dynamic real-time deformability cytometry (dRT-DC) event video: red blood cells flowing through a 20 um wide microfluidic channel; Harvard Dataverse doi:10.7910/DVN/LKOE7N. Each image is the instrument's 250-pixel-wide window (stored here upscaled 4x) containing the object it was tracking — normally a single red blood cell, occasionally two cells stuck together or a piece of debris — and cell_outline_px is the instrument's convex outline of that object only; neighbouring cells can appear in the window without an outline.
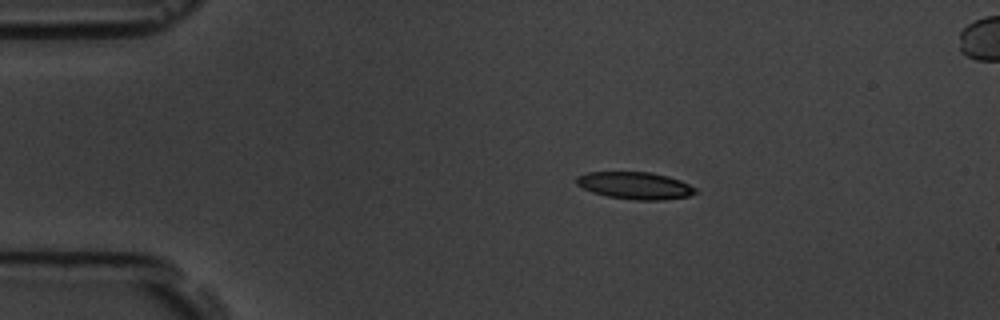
{"species": "common noctule bat (a hibernating species)", "species_latin": "Nyctalus noctula", "temperature_condition": "room temperature", "stored_images_in_passage": 5, "camera_frame_rate_fps": 3000, "um_per_image_px": 0.085, "animal": {"sex": "male", "body_mass_g": 19.5, "forearm_length_mm": 54.6}, "frame": {"image": 1, "passage_image": 1, "time_ms": 0.0, "image_size_px": [1000, 320], "cell_outline_px": [[700, 192], [688, 196], [664, 200], [636, 200], [608, 196], [592, 192], [576, 184], [576, 176], [588, 172], [652, 172], [668, 176], [680, 180], [696, 188]], "centroid_in_image_um": [54.01, 15.77], "position_along_channel_um": 31.0, "area_um2": 18.9}}
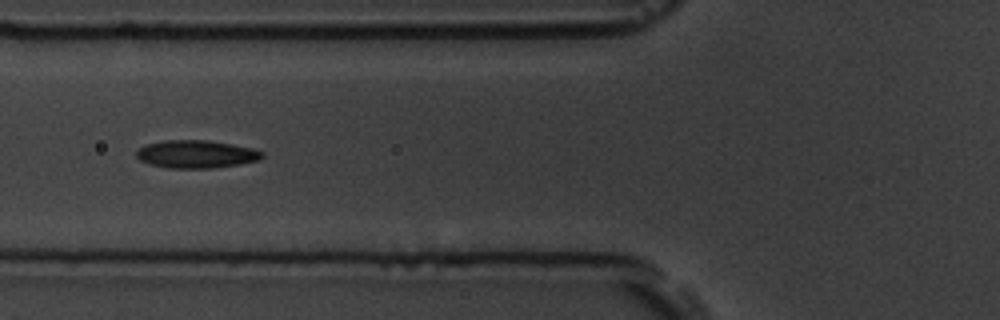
{"frame": {"image": 2, "passage_image": 4, "time_ms": 3.667, "image_size_px": [1000, 320], "cell_outline_px": [[264, 156], [260, 160], [240, 164], [212, 168], [168, 168], [148, 164], [140, 160], [136, 156], [136, 152], [140, 148], [148, 144], [164, 140], [208, 140], [232, 144], [252, 148], [264, 152]], "centroid_in_image_um": [16.7, 13.11], "position_along_channel_um": 109.1, "area_um2": 20.46}}
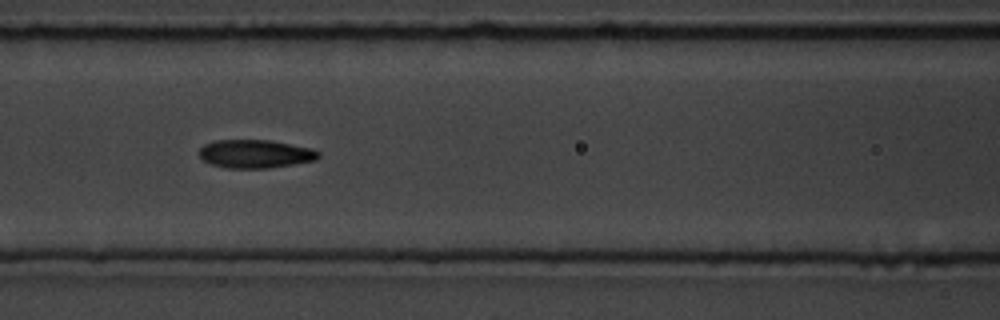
{"frame": {"image": 3, "passage_image": 5, "time_ms": 4.667, "image_size_px": [1000, 320], "cell_outline_px": [[320, 156], [316, 160], [268, 168], [224, 168], [212, 164], [204, 160], [200, 156], [200, 148], [204, 144], [212, 140], [268, 140], [312, 148], [320, 152]], "centroid_in_image_um": [21.7, 13.07], "position_along_channel_um": 144.9, "area_um2": 19.65}}